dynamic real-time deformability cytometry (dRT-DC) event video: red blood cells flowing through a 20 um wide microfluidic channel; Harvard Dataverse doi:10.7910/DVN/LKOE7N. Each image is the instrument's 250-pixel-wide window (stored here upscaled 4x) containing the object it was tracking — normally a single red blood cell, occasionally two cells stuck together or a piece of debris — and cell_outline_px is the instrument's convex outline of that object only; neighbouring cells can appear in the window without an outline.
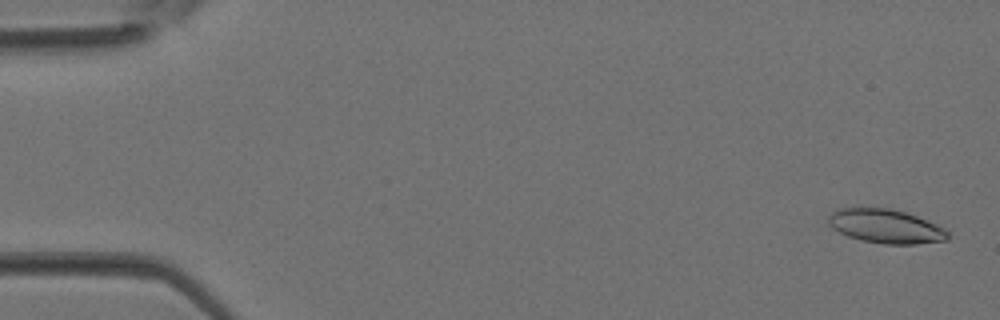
{"species": "Egyptian fruit bat (a non-hibernating species)", "species_latin": "Rousettus aegyptiacus", "temperature_condition": "room temperature", "stored_images_in_passage": 4, "camera_frame_rate_fps": 3000, "um_per_image_px": 0.085, "animal": {"sex": "female"}, "frame": {"image": 1, "passage_image": 1, "time_ms": 0.0, "image_size_px": [1000, 320], "cell_outline_px": [[948, 240], [916, 244], [884, 244], [860, 240], [848, 236], [832, 228], [828, 224], [828, 216], [832, 212], [840, 208], [860, 204], [892, 208], [916, 216], [936, 224], [944, 228], [948, 232]], "centroid_in_image_um": [75.22, 19.18], "position_along_channel_um": 9.8, "area_um2": 24.33}}
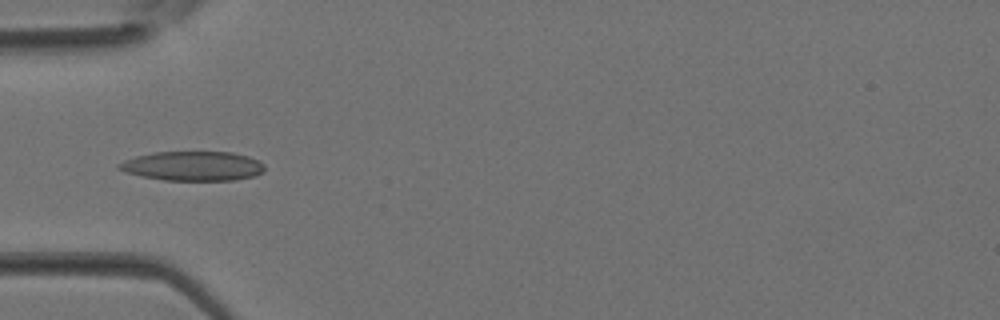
{"frame": {"image": 2, "passage_image": 4, "time_ms": 1.0, "image_size_px": [1000, 320], "cell_outline_px": [[264, 172], [256, 176], [236, 180], [164, 180], [140, 176], [124, 172], [116, 168], [116, 164], [124, 160], [136, 156], [156, 152], [232, 152], [248, 156], [260, 160], [264, 164]], "centroid_in_image_um": [16.4, 14.11], "position_along_channel_um": 68.6, "area_um2": 25.26}}